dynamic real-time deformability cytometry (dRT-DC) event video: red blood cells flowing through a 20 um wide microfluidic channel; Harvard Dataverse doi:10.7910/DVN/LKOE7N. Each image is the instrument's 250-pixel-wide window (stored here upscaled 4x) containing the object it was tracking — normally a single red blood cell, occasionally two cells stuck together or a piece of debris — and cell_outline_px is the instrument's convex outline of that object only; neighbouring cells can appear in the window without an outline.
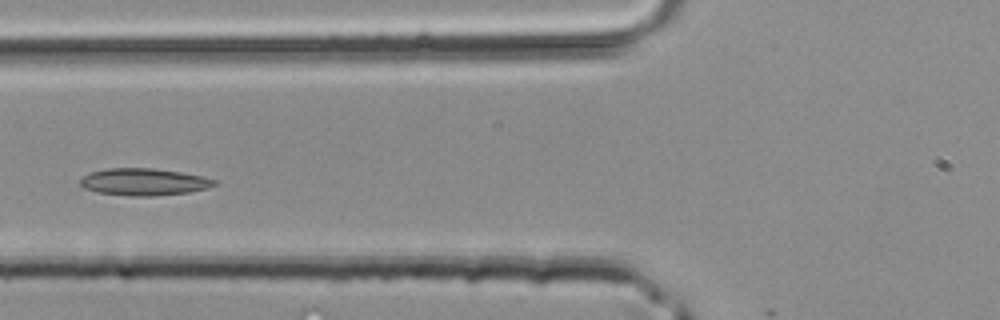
{"species": "common noctule bat (a hibernating species)", "species_latin": "Nyctalus noctula", "temperature_condition": "room temperature", "stored_images_in_passage": 36, "camera_frame_rate_fps": 3000, "um_per_image_px": 0.085, "animal": {"sex": "male", "body_mass_g": 20.4}, "frame": {"image": 1, "passage_image": 11, "time_ms": 3.333, "image_size_px": [1000, 320], "cell_outline_px": [[216, 184], [208, 188], [188, 192], [152, 196], [132, 196], [96, 192], [84, 188], [80, 184], [80, 180], [84, 176], [92, 172], [108, 168], [152, 168], [180, 172], [204, 176], [216, 180]], "centroid_in_image_um": [12.24, 15.46], "position_along_channel_um": 113.6, "area_um2": 21.04}}
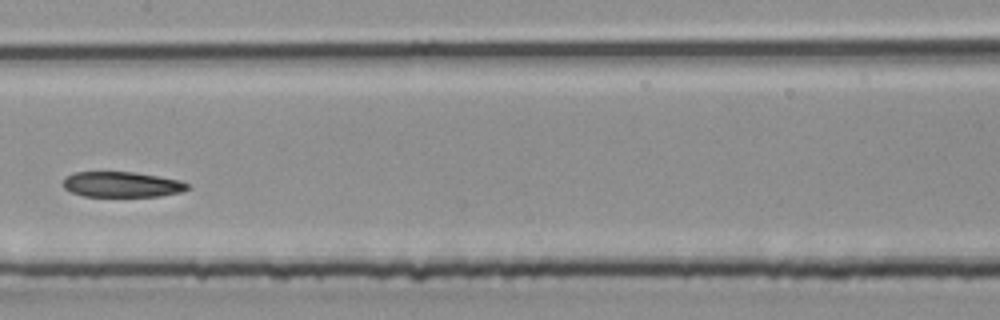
{"frame": {"image": 2, "passage_image": 16, "time_ms": 5.0, "image_size_px": [1000, 320], "cell_outline_px": [[188, 188], [180, 192], [160, 196], [84, 196], [72, 192], [64, 188], [64, 176], [72, 172], [132, 172], [180, 180], [188, 184]], "centroid_in_image_um": [10.32, 15.67], "position_along_channel_um": 197.1, "area_um2": 18.26}}
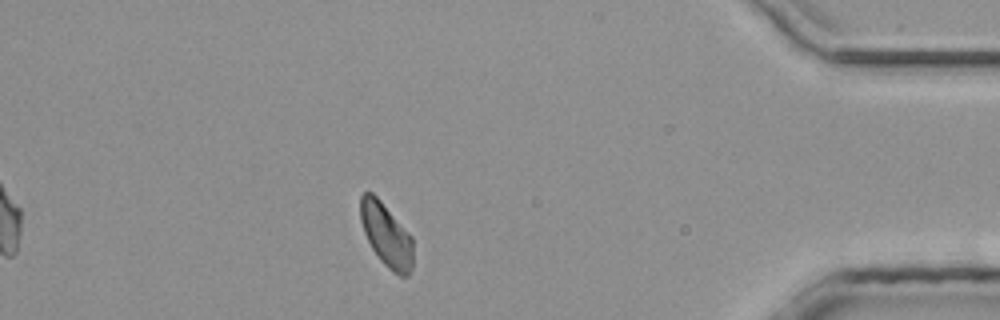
{"frame": {"image": 3, "passage_image": 31, "time_ms": 10.0, "image_size_px": [1000, 320], "cell_outline_px": [[412, 268], [408, 276], [400, 276], [392, 272], [380, 260], [372, 248], [364, 232], [360, 220], [360, 196], [364, 192], [372, 192], [380, 200], [412, 236]], "centroid_in_image_um": [32.83, 19.98], "position_along_channel_um": 402.4, "area_um2": 19.36}}